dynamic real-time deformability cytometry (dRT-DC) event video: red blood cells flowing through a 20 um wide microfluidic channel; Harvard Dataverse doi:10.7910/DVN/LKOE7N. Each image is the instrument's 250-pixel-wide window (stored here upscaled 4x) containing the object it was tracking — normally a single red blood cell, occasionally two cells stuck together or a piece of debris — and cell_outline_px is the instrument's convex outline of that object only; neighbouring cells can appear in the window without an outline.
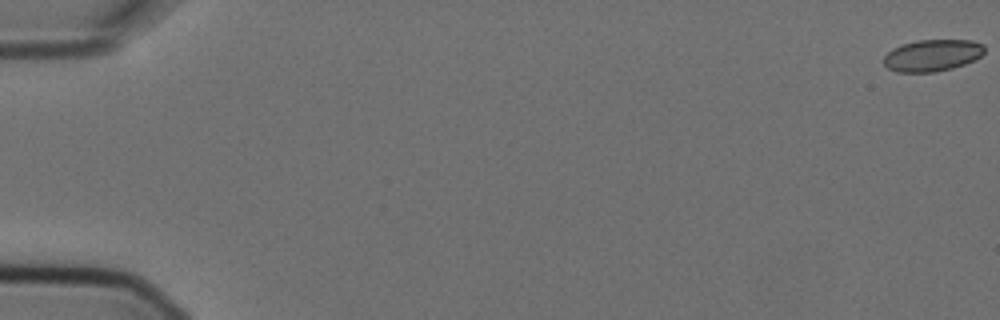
{"species": "Egyptian fruit bat (a non-hibernating species)", "species_latin": "Rousettus aegyptiacus", "temperature_condition": "cold", "stored_images_in_passage": 6, "segment_of_instrument_passage": [1, 2], "camera_frame_rate_fps": 3000, "um_per_image_px": 0.085, "animal": {"sex": "female"}, "frame": {"image": 1, "passage_image": 1, "time_ms": 0.0, "image_size_px": [1000, 320], "cell_outline_px": [[984, 52], [980, 56], [964, 64], [952, 68], [936, 72], [896, 72], [888, 68], [880, 60], [892, 48], [916, 40], [972, 40], [984, 44]], "centroid_in_image_um": [79.21, 4.7], "position_along_channel_um": 5.8, "area_um2": 18.73}}
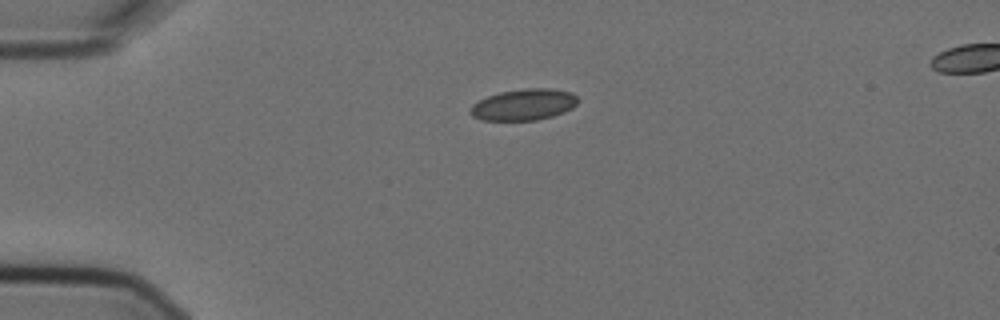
{"frame": {"image": 2, "passage_image": 4, "time_ms": 1.0, "image_size_px": [1000, 320], "cell_outline_px": [[580, 100], [572, 108], [564, 112], [552, 116], [536, 120], [480, 120], [472, 116], [468, 112], [468, 108], [472, 104], [488, 96], [500, 92], [524, 88], [552, 88], [572, 92]], "centroid_in_image_um": [44.51, 8.89], "position_along_channel_um": 40.5, "area_um2": 19.83}}